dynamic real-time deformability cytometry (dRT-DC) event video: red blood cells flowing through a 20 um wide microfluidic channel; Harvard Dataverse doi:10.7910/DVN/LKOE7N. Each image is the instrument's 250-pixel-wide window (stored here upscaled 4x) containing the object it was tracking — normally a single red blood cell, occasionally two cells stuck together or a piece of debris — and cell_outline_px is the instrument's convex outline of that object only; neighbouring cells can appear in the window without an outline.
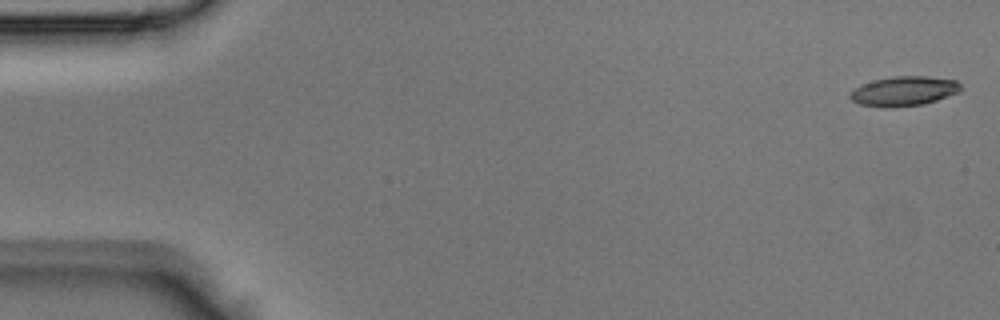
{"species": "Egyptian fruit bat (a non-hibernating species)", "species_latin": "Rousettus aegyptiacus", "temperature_condition": "room temperature", "stored_images_in_passage": 44, "camera_frame_rate_fps": 3000, "um_per_image_px": 0.085, "animal": {"sex": "male"}, "frame": {"image": 1, "passage_image": 1, "time_ms": 0.0, "image_size_px": [1000, 320], "cell_outline_px": [[960, 92], [924, 104], [888, 108], [884, 108], [860, 104], [852, 100], [848, 96], [860, 84], [876, 80], [896, 76], [928, 76], [956, 80], [960, 84]], "centroid_in_image_um": [76.84, 7.75], "position_along_channel_um": 8.2, "area_um2": 19.02}}
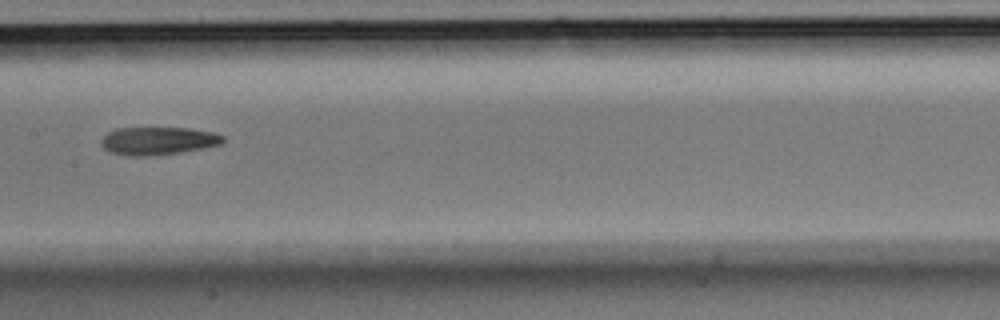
{"frame": {"image": 2, "passage_image": 22, "time_ms": 7.0, "image_size_px": [1000, 320], "cell_outline_px": [[224, 140], [220, 144], [204, 148], [156, 156], [128, 156], [112, 152], [104, 148], [100, 144], [100, 140], [108, 132], [116, 128], [188, 128], [212, 132], [224, 136]], "centroid_in_image_um": [13.41, 11.98], "position_along_channel_um": 194.0, "area_um2": 19.83}}
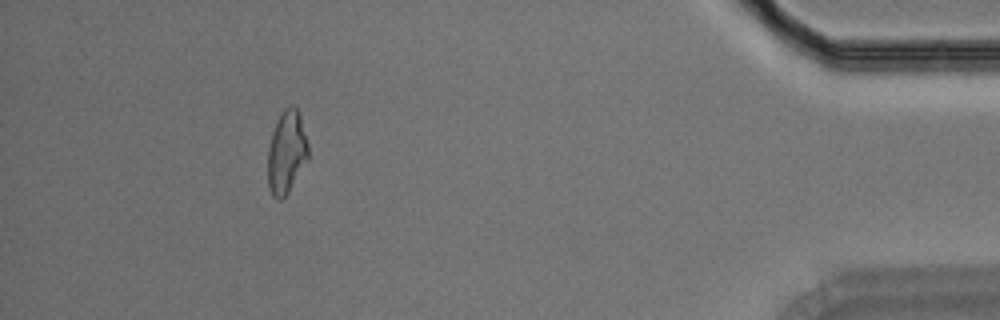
{"frame": {"image": 3, "passage_image": 40, "time_ms": 13.0, "image_size_px": [1000, 320], "cell_outline_px": [[308, 160], [288, 192], [280, 200], [276, 200], [272, 196], [268, 188], [268, 148], [272, 132], [284, 108], [292, 104], [300, 112], [308, 144]], "centroid_in_image_um": [24.36, 12.94], "position_along_channel_um": 410.8, "area_um2": 19.59}}